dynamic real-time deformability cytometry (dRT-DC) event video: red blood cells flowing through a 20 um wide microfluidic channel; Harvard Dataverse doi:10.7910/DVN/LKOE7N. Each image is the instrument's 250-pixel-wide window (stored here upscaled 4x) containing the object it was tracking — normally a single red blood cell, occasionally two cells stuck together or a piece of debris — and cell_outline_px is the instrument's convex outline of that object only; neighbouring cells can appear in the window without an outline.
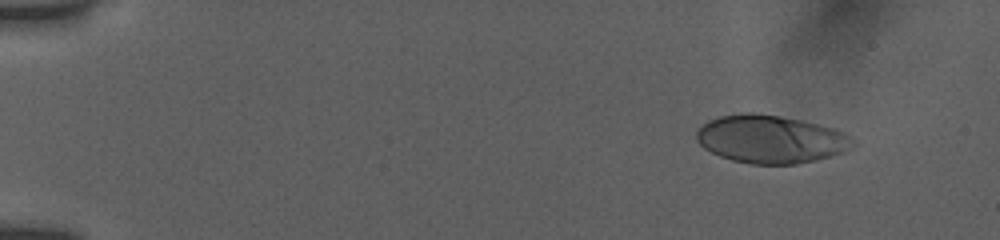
{"species": "human", "species_latin": "Homo sapiens", "temperature_condition": "room temperature", "stored_images_in_passage": 13, "camera_frame_rate_fps": 3000, "um_per_image_px": 0.085, "donor": {"sex": "female"}, "frame": {"image": 1, "passage_image": 3, "time_ms": 1.333, "image_size_px": [1000, 240], "cell_outline_px": [[856, 144], [852, 148], [844, 152], [816, 160], [796, 164], [752, 164], [732, 160], [720, 156], [704, 148], [696, 140], [696, 132], [708, 120], [716, 116], [744, 112], [756, 112], [780, 116], [820, 124], [836, 128], [848, 136]], "centroid_in_image_um": [65.5, 11.82], "position_along_channel_um": 19.5, "area_um2": 43.93}}
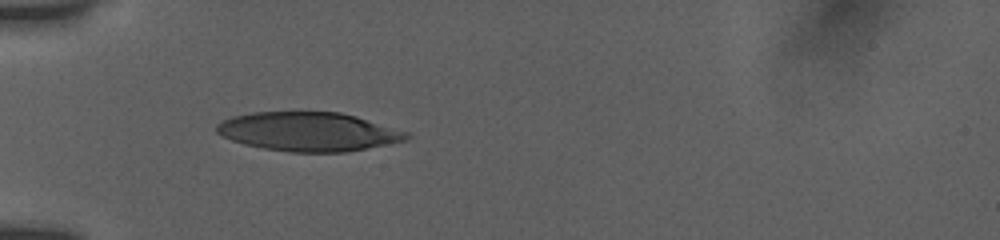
{"frame": {"image": 2, "passage_image": 9, "time_ms": 5.333, "image_size_px": [1000, 240], "cell_outline_px": [[412, 136], [408, 140], [344, 152], [292, 152], [264, 148], [244, 144], [232, 140], [216, 132], [216, 124], [232, 116], [252, 112], [340, 112], [356, 116], [408, 132]], "centroid_in_image_um": [26.23, 11.19], "position_along_channel_um": 58.8, "area_um2": 42.89}}
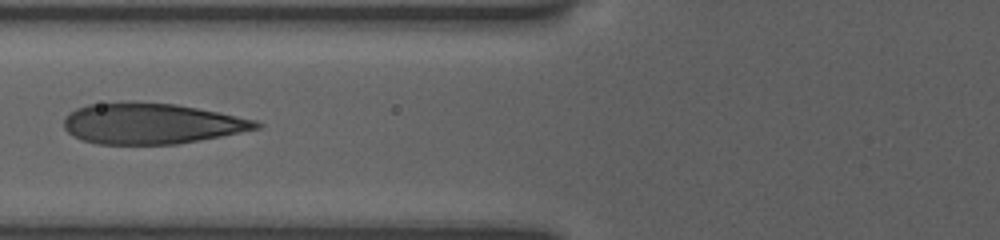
{"frame": {"image": 3, "passage_image": 12, "time_ms": 7.0, "image_size_px": [1000, 240], "cell_outline_px": [[264, 124], [260, 128], [220, 136], [176, 144], [96, 144], [72, 136], [64, 128], [64, 116], [68, 112], [76, 108], [88, 104], [176, 104], [256, 120]], "centroid_in_image_um": [12.84, 10.53], "position_along_channel_um": 113.0, "area_um2": 44.68}}